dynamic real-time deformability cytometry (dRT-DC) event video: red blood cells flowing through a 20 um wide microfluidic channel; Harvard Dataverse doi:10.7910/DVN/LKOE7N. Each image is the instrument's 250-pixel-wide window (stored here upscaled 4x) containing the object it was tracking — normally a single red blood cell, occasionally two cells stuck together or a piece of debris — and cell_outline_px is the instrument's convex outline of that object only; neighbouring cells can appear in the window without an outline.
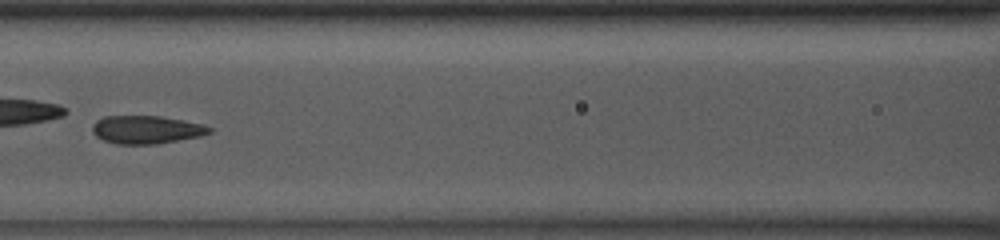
{"species": "common noctule bat (a hibernating species)", "species_latin": "Nyctalus noctula", "temperature_condition": "room temperature", "stored_images_in_passage": 31, "camera_frame_rate_fps": 3000, "um_per_image_px": 0.085, "animal": {"sex": "male", "body_mass_g": 13.0, "forearm_length_mm": 53.1}, "frame": {"image": 1, "passage_image": 10, "time_ms": 3.0, "image_size_px": [1000, 240], "cell_outline_px": [[212, 132], [200, 136], [156, 144], [116, 144], [104, 140], [96, 136], [92, 132], [92, 124], [96, 120], [104, 116], [160, 116], [184, 120], [200, 124], [212, 128]], "centroid_in_image_um": [12.41, 11.02], "position_along_channel_um": 154.2, "area_um2": 19.13}, "authors_computed_cell_mechanics": {"area_um2": 19.2474, "velocity_mm_per_s": 3.8931, "shape_relaxation_time_tau1_ms": null, "shape_relaxation_time_tau2_ms": 1.2245, "deformation_change_tau1": null, "deformation_change_tau2": 0.0522}}